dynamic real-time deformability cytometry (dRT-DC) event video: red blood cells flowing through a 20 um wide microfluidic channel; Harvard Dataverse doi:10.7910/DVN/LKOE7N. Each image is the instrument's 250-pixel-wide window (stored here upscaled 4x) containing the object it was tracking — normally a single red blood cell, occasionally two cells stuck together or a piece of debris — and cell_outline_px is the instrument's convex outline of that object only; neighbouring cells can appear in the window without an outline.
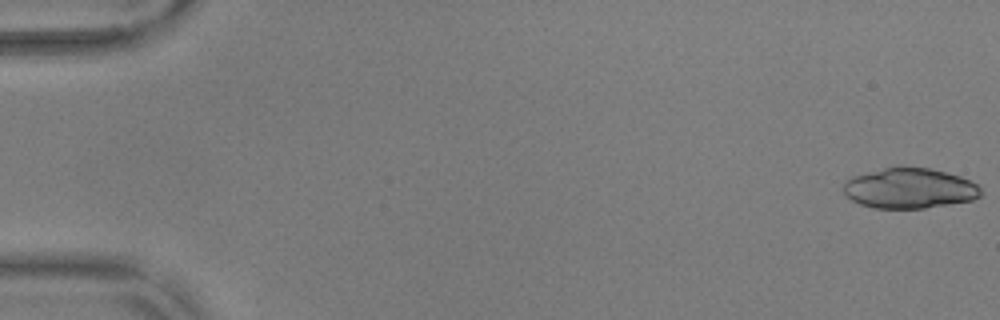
{"species": "common noctule bat (a hibernating species)", "species_latin": "Nyctalus noctula", "temperature_condition": "warm", "stored_images_in_passage": 43, "camera_frame_rate_fps": 3000, "um_per_image_px": 0.085, "animal": {"sex": "male", "body_mass_g": 17.9, "forearm_length_mm": 54.2}, "frame": {"image": 1, "passage_image": 1, "time_ms": 0.0, "image_size_px": [1000, 320], "cell_outline_px": [[984, 192], [980, 196], [972, 200], [924, 208], [872, 208], [860, 204], [852, 200], [844, 192], [844, 180], [852, 176], [884, 168], [928, 168], [960, 176], [976, 184]], "centroid_in_image_um": [77.3, 16.02], "position_along_channel_um": 7.7, "area_um2": 31.91}}
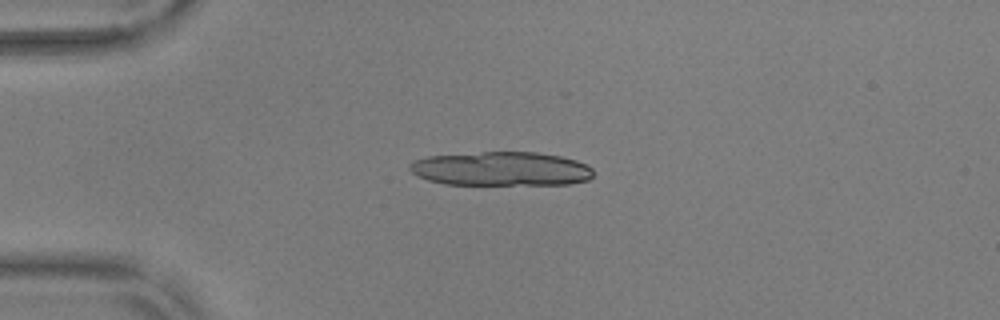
{"frame": {"image": 2, "passage_image": 14, "time_ms": 4.333, "image_size_px": [1000, 320], "cell_outline_px": [[592, 176], [588, 180], [568, 184], [444, 184], [428, 180], [412, 172], [408, 168], [408, 164], [412, 160], [428, 156], [484, 152], [536, 152], [560, 156], [576, 160], [592, 168]], "centroid_in_image_um": [42.57, 14.34], "position_along_channel_um": 42.4, "area_um2": 36.3}, "authors_computed_cell_mechanics": {"area_um2": 18.6694, "velocity_mm_per_s": 3.7105, "shape_relaxation_time_tau1_ms": 5.8183, "shape_relaxation_time_tau2_ms": 1.5385, "deformation_change_tau1": 0.1853, "deformation_change_tau2": 0.0786}}